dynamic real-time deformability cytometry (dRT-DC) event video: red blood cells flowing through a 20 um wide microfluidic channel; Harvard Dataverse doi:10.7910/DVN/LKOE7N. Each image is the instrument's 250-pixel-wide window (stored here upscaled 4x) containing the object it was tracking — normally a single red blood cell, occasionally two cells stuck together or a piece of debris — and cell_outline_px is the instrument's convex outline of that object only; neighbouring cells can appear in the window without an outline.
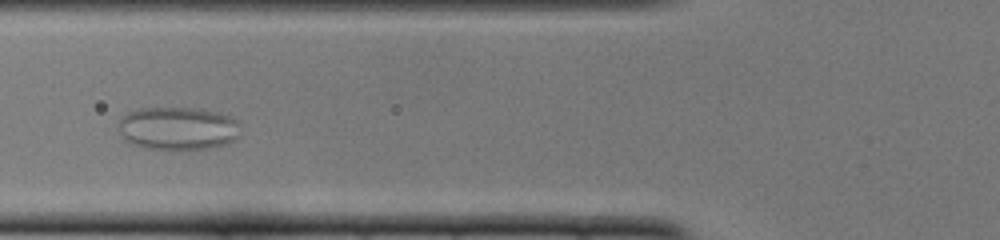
{"species": "common noctule bat (a hibernating species)", "species_latin": "Nyctalus noctula", "temperature_condition": "cold", "stored_images_in_passage": 45, "camera_frame_rate_fps": 3000, "um_per_image_px": 0.085, "animal": {"sex": "female", "body_mass_g": 22.0, "forearm_length_mm": 56.7}, "frame": {"image": 1, "passage_image": 11, "time_ms": 3.333, "image_size_px": [1000, 240], "cell_outline_px": [[240, 136], [236, 140], [228, 144], [212, 148], [144, 148], [132, 144], [124, 140], [120, 136], [120, 120], [128, 112], [136, 108], [200, 108], [220, 112], [236, 120]], "centroid_in_image_um": [15.14, 10.9], "position_along_channel_um": 110.7, "area_um2": 30.63}}